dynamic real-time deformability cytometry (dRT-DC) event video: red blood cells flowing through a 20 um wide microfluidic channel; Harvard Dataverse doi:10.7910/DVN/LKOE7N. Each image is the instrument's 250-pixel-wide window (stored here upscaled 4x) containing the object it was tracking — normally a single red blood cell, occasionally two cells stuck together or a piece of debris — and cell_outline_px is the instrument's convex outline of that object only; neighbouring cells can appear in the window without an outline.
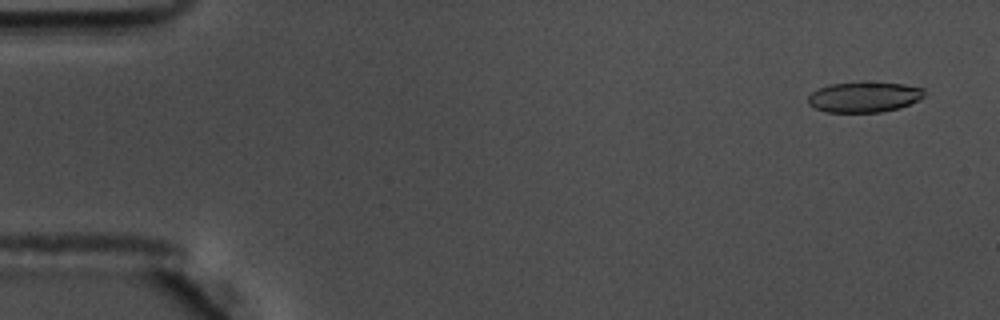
{"species": "common noctule bat (a hibernating species)", "species_latin": "Nyctalus noctula", "temperature_condition": "warm", "stored_images_in_passage": 54, "camera_frame_rate_fps": 3000, "um_per_image_px": 0.085, "animal": {"sex": "male", "body_mass_g": 17.5, "forearm_length_mm": 52.3}, "frame": {"image": 1, "passage_image": 1, "time_ms": 0.0, "image_size_px": [1000, 320], "cell_outline_px": [[924, 96], [900, 108], [880, 112], [828, 112], [816, 108], [808, 104], [808, 96], [812, 92], [820, 88], [832, 84], [864, 80], [904, 84], [924, 88]], "centroid_in_image_um": [73.45, 8.22], "position_along_channel_um": 11.5, "area_um2": 20.87}}
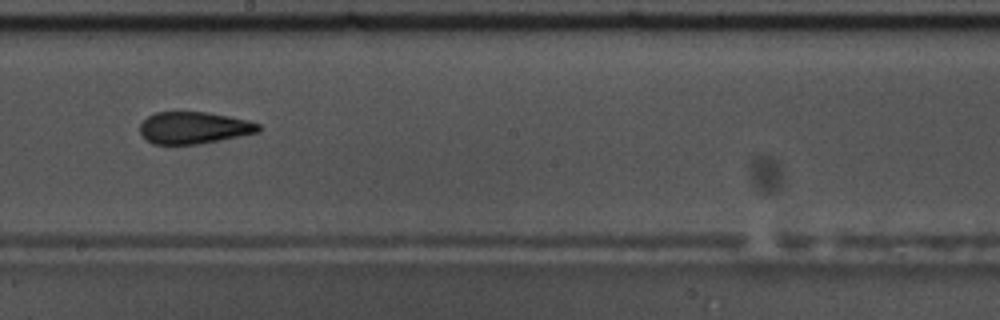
{"frame": {"image": 2, "passage_image": 30, "time_ms": 9.667, "image_size_px": [1000, 320], "cell_outline_px": [[260, 132], [200, 144], [152, 144], [140, 132], [140, 124], [148, 116], [156, 112], [208, 112], [248, 120], [260, 124]], "centroid_in_image_um": [16.5, 10.86], "position_along_channel_um": 231.7, "area_um2": 22.02}}
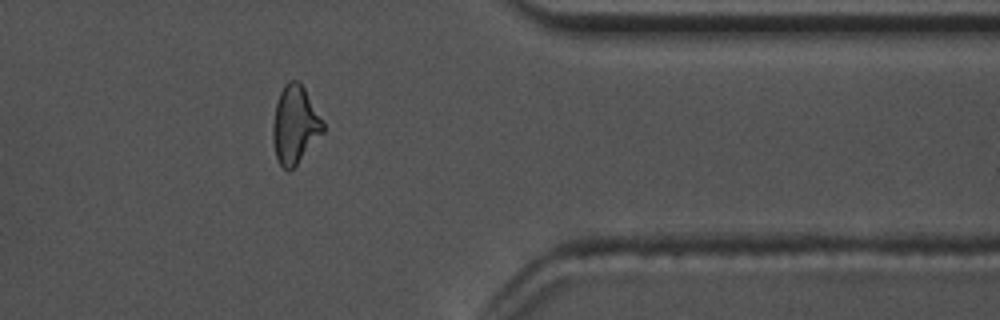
{"frame": {"image": 3, "passage_image": 44, "time_ms": 14.333, "image_size_px": [1000, 320], "cell_outline_px": [[324, 132], [296, 164], [288, 172], [280, 164], [276, 156], [272, 140], [272, 124], [276, 104], [280, 92], [284, 84], [288, 80], [300, 80], [324, 120]], "centroid_in_image_um": [25.08, 10.56], "position_along_channel_um": 386.3, "area_um2": 22.95}, "authors_computed_cell_mechanics": {"area_um2": 22.3975, "velocity_mm_per_s": 3.6309, "shape_relaxation_time_tau1_ms": null, "shape_relaxation_time_tau2_ms": 2.224, "deformation_change_tau1": null, "deformation_change_tau2": 0.1135}}